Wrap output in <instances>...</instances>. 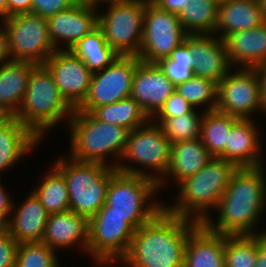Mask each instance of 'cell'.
I'll return each instance as SVG.
<instances>
[{
  "label": "cell",
  "instance_id": "20",
  "mask_svg": "<svg viewBox=\"0 0 266 267\" xmlns=\"http://www.w3.org/2000/svg\"><path fill=\"white\" fill-rule=\"evenodd\" d=\"M256 127L253 120L239 118L228 133L225 154L221 158L235 163L238 167L263 165L260 153V129Z\"/></svg>",
  "mask_w": 266,
  "mask_h": 267
},
{
  "label": "cell",
  "instance_id": "36",
  "mask_svg": "<svg viewBox=\"0 0 266 267\" xmlns=\"http://www.w3.org/2000/svg\"><path fill=\"white\" fill-rule=\"evenodd\" d=\"M157 65L175 86L194 76V58L190 46L185 41L175 48L168 58L161 59Z\"/></svg>",
  "mask_w": 266,
  "mask_h": 267
},
{
  "label": "cell",
  "instance_id": "10",
  "mask_svg": "<svg viewBox=\"0 0 266 267\" xmlns=\"http://www.w3.org/2000/svg\"><path fill=\"white\" fill-rule=\"evenodd\" d=\"M2 24L7 34L9 57L13 61L43 65L56 50L45 17L21 13L7 17Z\"/></svg>",
  "mask_w": 266,
  "mask_h": 267
},
{
  "label": "cell",
  "instance_id": "21",
  "mask_svg": "<svg viewBox=\"0 0 266 267\" xmlns=\"http://www.w3.org/2000/svg\"><path fill=\"white\" fill-rule=\"evenodd\" d=\"M14 208L12 205L7 232L18 244L41 242L49 214L38 197L32 191L17 210Z\"/></svg>",
  "mask_w": 266,
  "mask_h": 267
},
{
  "label": "cell",
  "instance_id": "41",
  "mask_svg": "<svg viewBox=\"0 0 266 267\" xmlns=\"http://www.w3.org/2000/svg\"><path fill=\"white\" fill-rule=\"evenodd\" d=\"M32 7V0H7V17L30 13Z\"/></svg>",
  "mask_w": 266,
  "mask_h": 267
},
{
  "label": "cell",
  "instance_id": "19",
  "mask_svg": "<svg viewBox=\"0 0 266 267\" xmlns=\"http://www.w3.org/2000/svg\"><path fill=\"white\" fill-rule=\"evenodd\" d=\"M88 230L89 221L73 211L49 214L41 242L55 251L80 243L78 247L87 252Z\"/></svg>",
  "mask_w": 266,
  "mask_h": 267
},
{
  "label": "cell",
  "instance_id": "50",
  "mask_svg": "<svg viewBox=\"0 0 266 267\" xmlns=\"http://www.w3.org/2000/svg\"><path fill=\"white\" fill-rule=\"evenodd\" d=\"M78 2L81 3H87V4H94L100 6L102 4V0H78Z\"/></svg>",
  "mask_w": 266,
  "mask_h": 267
},
{
  "label": "cell",
  "instance_id": "2",
  "mask_svg": "<svg viewBox=\"0 0 266 267\" xmlns=\"http://www.w3.org/2000/svg\"><path fill=\"white\" fill-rule=\"evenodd\" d=\"M199 224L162 209L135 230L129 250L119 263L130 267H184L187 237Z\"/></svg>",
  "mask_w": 266,
  "mask_h": 267
},
{
  "label": "cell",
  "instance_id": "25",
  "mask_svg": "<svg viewBox=\"0 0 266 267\" xmlns=\"http://www.w3.org/2000/svg\"><path fill=\"white\" fill-rule=\"evenodd\" d=\"M265 21L259 0H229L219 4L214 34L224 40L228 35L261 26Z\"/></svg>",
  "mask_w": 266,
  "mask_h": 267
},
{
  "label": "cell",
  "instance_id": "33",
  "mask_svg": "<svg viewBox=\"0 0 266 267\" xmlns=\"http://www.w3.org/2000/svg\"><path fill=\"white\" fill-rule=\"evenodd\" d=\"M261 235H224L225 267H255Z\"/></svg>",
  "mask_w": 266,
  "mask_h": 267
},
{
  "label": "cell",
  "instance_id": "48",
  "mask_svg": "<svg viewBox=\"0 0 266 267\" xmlns=\"http://www.w3.org/2000/svg\"><path fill=\"white\" fill-rule=\"evenodd\" d=\"M9 117L10 115L0 108V125H2Z\"/></svg>",
  "mask_w": 266,
  "mask_h": 267
},
{
  "label": "cell",
  "instance_id": "4",
  "mask_svg": "<svg viewBox=\"0 0 266 267\" xmlns=\"http://www.w3.org/2000/svg\"><path fill=\"white\" fill-rule=\"evenodd\" d=\"M71 133L69 157L80 162H98L114 168L107 157L121 160L129 130L122 126L101 122L90 112L74 109L68 121ZM110 154V156H109ZM107 156V157H106Z\"/></svg>",
  "mask_w": 266,
  "mask_h": 267
},
{
  "label": "cell",
  "instance_id": "14",
  "mask_svg": "<svg viewBox=\"0 0 266 267\" xmlns=\"http://www.w3.org/2000/svg\"><path fill=\"white\" fill-rule=\"evenodd\" d=\"M139 61L137 56L119 55L103 70L93 72L88 95L77 110L91 113L96 107L130 97Z\"/></svg>",
  "mask_w": 266,
  "mask_h": 267
},
{
  "label": "cell",
  "instance_id": "18",
  "mask_svg": "<svg viewBox=\"0 0 266 267\" xmlns=\"http://www.w3.org/2000/svg\"><path fill=\"white\" fill-rule=\"evenodd\" d=\"M215 36V37H214ZM185 42L194 58L193 74L217 84L231 71L224 40L216 34H187Z\"/></svg>",
  "mask_w": 266,
  "mask_h": 267
},
{
  "label": "cell",
  "instance_id": "1",
  "mask_svg": "<svg viewBox=\"0 0 266 267\" xmlns=\"http://www.w3.org/2000/svg\"><path fill=\"white\" fill-rule=\"evenodd\" d=\"M264 166L238 167L219 199V217L213 223L209 216L202 224L222 235H261L256 232L261 213L266 207V177ZM254 231V232H253Z\"/></svg>",
  "mask_w": 266,
  "mask_h": 267
},
{
  "label": "cell",
  "instance_id": "53",
  "mask_svg": "<svg viewBox=\"0 0 266 267\" xmlns=\"http://www.w3.org/2000/svg\"><path fill=\"white\" fill-rule=\"evenodd\" d=\"M108 1H114V0H102V2H108Z\"/></svg>",
  "mask_w": 266,
  "mask_h": 267
},
{
  "label": "cell",
  "instance_id": "6",
  "mask_svg": "<svg viewBox=\"0 0 266 267\" xmlns=\"http://www.w3.org/2000/svg\"><path fill=\"white\" fill-rule=\"evenodd\" d=\"M157 191L159 192L158 183L155 180L112 168L106 202L98 212L118 213L138 229L163 209V203L152 198Z\"/></svg>",
  "mask_w": 266,
  "mask_h": 267
},
{
  "label": "cell",
  "instance_id": "34",
  "mask_svg": "<svg viewBox=\"0 0 266 267\" xmlns=\"http://www.w3.org/2000/svg\"><path fill=\"white\" fill-rule=\"evenodd\" d=\"M204 112L199 115L194 110L191 113L182 114L177 117H153L151 120L158 124L163 134L170 143L181 141H192L200 138L201 122Z\"/></svg>",
  "mask_w": 266,
  "mask_h": 267
},
{
  "label": "cell",
  "instance_id": "42",
  "mask_svg": "<svg viewBox=\"0 0 266 267\" xmlns=\"http://www.w3.org/2000/svg\"><path fill=\"white\" fill-rule=\"evenodd\" d=\"M13 200L0 183V218L8 223L12 211Z\"/></svg>",
  "mask_w": 266,
  "mask_h": 267
},
{
  "label": "cell",
  "instance_id": "39",
  "mask_svg": "<svg viewBox=\"0 0 266 267\" xmlns=\"http://www.w3.org/2000/svg\"><path fill=\"white\" fill-rule=\"evenodd\" d=\"M78 3V0H32L31 13L48 18Z\"/></svg>",
  "mask_w": 266,
  "mask_h": 267
},
{
  "label": "cell",
  "instance_id": "51",
  "mask_svg": "<svg viewBox=\"0 0 266 267\" xmlns=\"http://www.w3.org/2000/svg\"><path fill=\"white\" fill-rule=\"evenodd\" d=\"M259 2H260L261 9H262L263 17L266 21V0H259Z\"/></svg>",
  "mask_w": 266,
  "mask_h": 267
},
{
  "label": "cell",
  "instance_id": "45",
  "mask_svg": "<svg viewBox=\"0 0 266 267\" xmlns=\"http://www.w3.org/2000/svg\"><path fill=\"white\" fill-rule=\"evenodd\" d=\"M8 53L7 34L3 27L0 28V66L10 61Z\"/></svg>",
  "mask_w": 266,
  "mask_h": 267
},
{
  "label": "cell",
  "instance_id": "27",
  "mask_svg": "<svg viewBox=\"0 0 266 267\" xmlns=\"http://www.w3.org/2000/svg\"><path fill=\"white\" fill-rule=\"evenodd\" d=\"M39 141L28 127L10 116L0 125V173L14 167L17 160L37 146Z\"/></svg>",
  "mask_w": 266,
  "mask_h": 267
},
{
  "label": "cell",
  "instance_id": "37",
  "mask_svg": "<svg viewBox=\"0 0 266 267\" xmlns=\"http://www.w3.org/2000/svg\"><path fill=\"white\" fill-rule=\"evenodd\" d=\"M55 253L42 242L21 243L18 245L15 267H60Z\"/></svg>",
  "mask_w": 266,
  "mask_h": 267
},
{
  "label": "cell",
  "instance_id": "52",
  "mask_svg": "<svg viewBox=\"0 0 266 267\" xmlns=\"http://www.w3.org/2000/svg\"><path fill=\"white\" fill-rule=\"evenodd\" d=\"M218 4H221L223 2L229 1V0H215Z\"/></svg>",
  "mask_w": 266,
  "mask_h": 267
},
{
  "label": "cell",
  "instance_id": "3",
  "mask_svg": "<svg viewBox=\"0 0 266 267\" xmlns=\"http://www.w3.org/2000/svg\"><path fill=\"white\" fill-rule=\"evenodd\" d=\"M238 166L219 157H213L198 173L179 183L177 200L172 206L163 204V209L172 215L192 219L202 224L216 211L219 199L226 191Z\"/></svg>",
  "mask_w": 266,
  "mask_h": 267
},
{
  "label": "cell",
  "instance_id": "13",
  "mask_svg": "<svg viewBox=\"0 0 266 267\" xmlns=\"http://www.w3.org/2000/svg\"><path fill=\"white\" fill-rule=\"evenodd\" d=\"M236 70L230 71L217 84L215 109L240 119H251L253 112H257L258 109L260 112H266L255 68Z\"/></svg>",
  "mask_w": 266,
  "mask_h": 267
},
{
  "label": "cell",
  "instance_id": "7",
  "mask_svg": "<svg viewBox=\"0 0 266 267\" xmlns=\"http://www.w3.org/2000/svg\"><path fill=\"white\" fill-rule=\"evenodd\" d=\"M62 158V159H61ZM54 166L62 173L69 193L70 211L88 221L106 202L112 168L98 162H80L61 157Z\"/></svg>",
  "mask_w": 266,
  "mask_h": 267
},
{
  "label": "cell",
  "instance_id": "24",
  "mask_svg": "<svg viewBox=\"0 0 266 267\" xmlns=\"http://www.w3.org/2000/svg\"><path fill=\"white\" fill-rule=\"evenodd\" d=\"M212 158L213 156L200 138L171 143L170 164L165 176L158 182V189L160 190L165 185L164 181H167L166 179L169 177L174 178L175 184H177L181 180L195 175Z\"/></svg>",
  "mask_w": 266,
  "mask_h": 267
},
{
  "label": "cell",
  "instance_id": "32",
  "mask_svg": "<svg viewBox=\"0 0 266 267\" xmlns=\"http://www.w3.org/2000/svg\"><path fill=\"white\" fill-rule=\"evenodd\" d=\"M39 185L33 189L48 214L70 210L69 193L62 173L54 166Z\"/></svg>",
  "mask_w": 266,
  "mask_h": 267
},
{
  "label": "cell",
  "instance_id": "8",
  "mask_svg": "<svg viewBox=\"0 0 266 267\" xmlns=\"http://www.w3.org/2000/svg\"><path fill=\"white\" fill-rule=\"evenodd\" d=\"M170 154L169 139L163 134L160 126L150 119L146 124L129 131L125 151L121 158V160H129L128 162H135L140 167L142 166L145 172L141 168L138 169L136 164L134 166L130 164V166L123 163L122 165L116 161L113 164L118 171L143 175L158 183L168 170ZM146 169L152 170V174L151 171L148 174Z\"/></svg>",
  "mask_w": 266,
  "mask_h": 267
},
{
  "label": "cell",
  "instance_id": "9",
  "mask_svg": "<svg viewBox=\"0 0 266 267\" xmlns=\"http://www.w3.org/2000/svg\"><path fill=\"white\" fill-rule=\"evenodd\" d=\"M108 9L98 14V27L107 44L121 56H138L142 34L146 0H114Z\"/></svg>",
  "mask_w": 266,
  "mask_h": 267
},
{
  "label": "cell",
  "instance_id": "31",
  "mask_svg": "<svg viewBox=\"0 0 266 267\" xmlns=\"http://www.w3.org/2000/svg\"><path fill=\"white\" fill-rule=\"evenodd\" d=\"M70 50L79 57L92 72L103 70L119 56L107 44L104 34L99 27L90 34L85 35Z\"/></svg>",
  "mask_w": 266,
  "mask_h": 267
},
{
  "label": "cell",
  "instance_id": "16",
  "mask_svg": "<svg viewBox=\"0 0 266 267\" xmlns=\"http://www.w3.org/2000/svg\"><path fill=\"white\" fill-rule=\"evenodd\" d=\"M98 8V5L78 2L48 17L49 36L54 48L64 50L60 44L66 42L65 50H70L85 35L95 30L98 27Z\"/></svg>",
  "mask_w": 266,
  "mask_h": 267
},
{
  "label": "cell",
  "instance_id": "30",
  "mask_svg": "<svg viewBox=\"0 0 266 267\" xmlns=\"http://www.w3.org/2000/svg\"><path fill=\"white\" fill-rule=\"evenodd\" d=\"M91 114L101 122L122 126L129 131L150 120L140 105L131 97L96 107Z\"/></svg>",
  "mask_w": 266,
  "mask_h": 267
},
{
  "label": "cell",
  "instance_id": "43",
  "mask_svg": "<svg viewBox=\"0 0 266 267\" xmlns=\"http://www.w3.org/2000/svg\"><path fill=\"white\" fill-rule=\"evenodd\" d=\"M161 9L171 13L179 14L189 0H152Z\"/></svg>",
  "mask_w": 266,
  "mask_h": 267
},
{
  "label": "cell",
  "instance_id": "47",
  "mask_svg": "<svg viewBox=\"0 0 266 267\" xmlns=\"http://www.w3.org/2000/svg\"><path fill=\"white\" fill-rule=\"evenodd\" d=\"M0 18L2 21L7 18V0H0Z\"/></svg>",
  "mask_w": 266,
  "mask_h": 267
},
{
  "label": "cell",
  "instance_id": "11",
  "mask_svg": "<svg viewBox=\"0 0 266 267\" xmlns=\"http://www.w3.org/2000/svg\"><path fill=\"white\" fill-rule=\"evenodd\" d=\"M186 35L178 14L146 0L141 48L137 57L146 63H158L168 58L185 41Z\"/></svg>",
  "mask_w": 266,
  "mask_h": 267
},
{
  "label": "cell",
  "instance_id": "35",
  "mask_svg": "<svg viewBox=\"0 0 266 267\" xmlns=\"http://www.w3.org/2000/svg\"><path fill=\"white\" fill-rule=\"evenodd\" d=\"M195 109L200 105L208 106L203 111L215 110L217 102V83L213 80L193 76L189 80L176 85L175 89Z\"/></svg>",
  "mask_w": 266,
  "mask_h": 267
},
{
  "label": "cell",
  "instance_id": "22",
  "mask_svg": "<svg viewBox=\"0 0 266 267\" xmlns=\"http://www.w3.org/2000/svg\"><path fill=\"white\" fill-rule=\"evenodd\" d=\"M224 42L233 67L255 68L266 63V22L256 28L234 32Z\"/></svg>",
  "mask_w": 266,
  "mask_h": 267
},
{
  "label": "cell",
  "instance_id": "12",
  "mask_svg": "<svg viewBox=\"0 0 266 267\" xmlns=\"http://www.w3.org/2000/svg\"><path fill=\"white\" fill-rule=\"evenodd\" d=\"M135 228L115 212H97L89 220L87 254L100 265L118 262L127 254Z\"/></svg>",
  "mask_w": 266,
  "mask_h": 267
},
{
  "label": "cell",
  "instance_id": "29",
  "mask_svg": "<svg viewBox=\"0 0 266 267\" xmlns=\"http://www.w3.org/2000/svg\"><path fill=\"white\" fill-rule=\"evenodd\" d=\"M238 117L219 112L216 109L204 111L201 122L200 140L213 157L225 154L228 133Z\"/></svg>",
  "mask_w": 266,
  "mask_h": 267
},
{
  "label": "cell",
  "instance_id": "15",
  "mask_svg": "<svg viewBox=\"0 0 266 267\" xmlns=\"http://www.w3.org/2000/svg\"><path fill=\"white\" fill-rule=\"evenodd\" d=\"M51 73L59 93L77 109L86 99L93 72L71 50H55L43 64Z\"/></svg>",
  "mask_w": 266,
  "mask_h": 267
},
{
  "label": "cell",
  "instance_id": "17",
  "mask_svg": "<svg viewBox=\"0 0 266 267\" xmlns=\"http://www.w3.org/2000/svg\"><path fill=\"white\" fill-rule=\"evenodd\" d=\"M176 86L164 74L157 63L139 61L135 68L131 95L149 119L162 108L175 91Z\"/></svg>",
  "mask_w": 266,
  "mask_h": 267
},
{
  "label": "cell",
  "instance_id": "26",
  "mask_svg": "<svg viewBox=\"0 0 266 267\" xmlns=\"http://www.w3.org/2000/svg\"><path fill=\"white\" fill-rule=\"evenodd\" d=\"M34 63L10 60L0 66V108L15 116L27 90Z\"/></svg>",
  "mask_w": 266,
  "mask_h": 267
},
{
  "label": "cell",
  "instance_id": "46",
  "mask_svg": "<svg viewBox=\"0 0 266 267\" xmlns=\"http://www.w3.org/2000/svg\"><path fill=\"white\" fill-rule=\"evenodd\" d=\"M255 267H266V238L257 246V260Z\"/></svg>",
  "mask_w": 266,
  "mask_h": 267
},
{
  "label": "cell",
  "instance_id": "28",
  "mask_svg": "<svg viewBox=\"0 0 266 267\" xmlns=\"http://www.w3.org/2000/svg\"><path fill=\"white\" fill-rule=\"evenodd\" d=\"M219 4L215 0H189L178 14L187 34H214Z\"/></svg>",
  "mask_w": 266,
  "mask_h": 267
},
{
  "label": "cell",
  "instance_id": "40",
  "mask_svg": "<svg viewBox=\"0 0 266 267\" xmlns=\"http://www.w3.org/2000/svg\"><path fill=\"white\" fill-rule=\"evenodd\" d=\"M18 243L6 232L0 236V267H15Z\"/></svg>",
  "mask_w": 266,
  "mask_h": 267
},
{
  "label": "cell",
  "instance_id": "5",
  "mask_svg": "<svg viewBox=\"0 0 266 267\" xmlns=\"http://www.w3.org/2000/svg\"><path fill=\"white\" fill-rule=\"evenodd\" d=\"M73 111L59 93L49 70L44 65H36L31 71L23 103L14 117L42 140L45 132L56 127L61 119L68 123Z\"/></svg>",
  "mask_w": 266,
  "mask_h": 267
},
{
  "label": "cell",
  "instance_id": "49",
  "mask_svg": "<svg viewBox=\"0 0 266 267\" xmlns=\"http://www.w3.org/2000/svg\"><path fill=\"white\" fill-rule=\"evenodd\" d=\"M7 232V223L0 218V236Z\"/></svg>",
  "mask_w": 266,
  "mask_h": 267
},
{
  "label": "cell",
  "instance_id": "44",
  "mask_svg": "<svg viewBox=\"0 0 266 267\" xmlns=\"http://www.w3.org/2000/svg\"><path fill=\"white\" fill-rule=\"evenodd\" d=\"M255 71L260 81L261 100L266 110V63L255 67Z\"/></svg>",
  "mask_w": 266,
  "mask_h": 267
},
{
  "label": "cell",
  "instance_id": "38",
  "mask_svg": "<svg viewBox=\"0 0 266 267\" xmlns=\"http://www.w3.org/2000/svg\"><path fill=\"white\" fill-rule=\"evenodd\" d=\"M194 110L195 108L175 90L154 117H177Z\"/></svg>",
  "mask_w": 266,
  "mask_h": 267
},
{
  "label": "cell",
  "instance_id": "23",
  "mask_svg": "<svg viewBox=\"0 0 266 267\" xmlns=\"http://www.w3.org/2000/svg\"><path fill=\"white\" fill-rule=\"evenodd\" d=\"M184 267H225L224 235L199 224L187 237Z\"/></svg>",
  "mask_w": 266,
  "mask_h": 267
}]
</instances>
